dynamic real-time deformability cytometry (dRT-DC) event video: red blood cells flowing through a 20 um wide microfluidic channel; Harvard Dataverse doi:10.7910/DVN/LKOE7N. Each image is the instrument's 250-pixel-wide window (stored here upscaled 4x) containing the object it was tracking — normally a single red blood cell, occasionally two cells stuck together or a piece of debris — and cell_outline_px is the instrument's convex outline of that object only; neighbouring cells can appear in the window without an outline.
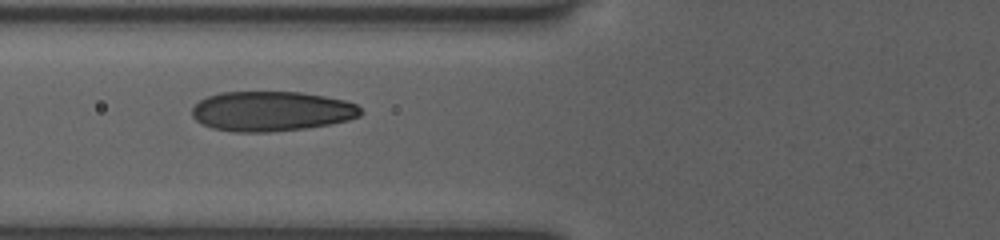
{"species": "human", "species_latin": "Homo sapiens", "temperature_condition": "room temperature", "stored_images_in_passage": 23, "camera_frame_rate_fps": 3000, "um_per_image_px": 0.085, "donor": {"sex": "female"}, "frame": {"image": 1, "passage_image": 10, "time_ms": 8.0, "image_size_px": [1000, 240], "cell_outline_px": [[364, 112], [360, 116], [348, 120], [332, 124], [308, 128], [268, 132], [236, 132], [212, 128], [196, 120], [192, 116], [192, 108], [200, 100], [208, 96], [220, 92], [300, 92], [324, 96], [344, 100], [356, 104]], "centroid_in_image_um": [23.1, 9.46], "position_along_channel_um": 102.7, "area_um2": 39.3}, "authors_computed_cell_mechanics": {"area_um2": 30.634, "velocity_mm_per_s": 3.9854, "shape_relaxation_time_tau1_ms": 3.3681, "shape_relaxation_time_tau2_ms": 1.369, "deformation_change_tau1": 0.1527, "deformation_change_tau2": 0.081}}